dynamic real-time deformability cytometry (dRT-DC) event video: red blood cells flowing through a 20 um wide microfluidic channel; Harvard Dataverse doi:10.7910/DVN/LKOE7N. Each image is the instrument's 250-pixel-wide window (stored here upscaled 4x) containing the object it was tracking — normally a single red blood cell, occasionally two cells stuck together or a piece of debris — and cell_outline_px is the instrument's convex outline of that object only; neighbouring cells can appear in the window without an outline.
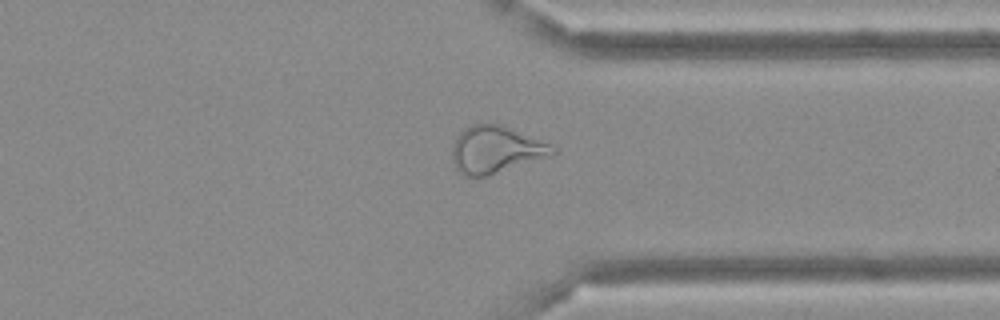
{"species": "Egyptian fruit bat (a non-hibernating species)", "species_latin": "Rousettus aegyptiacus", "temperature_condition": "cold", "stored_images_in_passage": 35, "camera_frame_rate_fps": 3000, "um_per_image_px": 0.085, "frame": {"image": 1, "passage_image": 25, "time_ms": 8.0, "image_size_px": [1000, 320], "cell_outline_px": [[556, 152], [552, 156], [488, 176], [468, 176], [460, 172], [456, 168], [452, 160], [452, 144], [456, 136], [464, 128], [472, 124], [504, 124], [552, 144], [556, 148]], "centroid_in_image_um": [42.17, 12.7], "position_along_channel_um": 369.2, "area_um2": 28.03}}
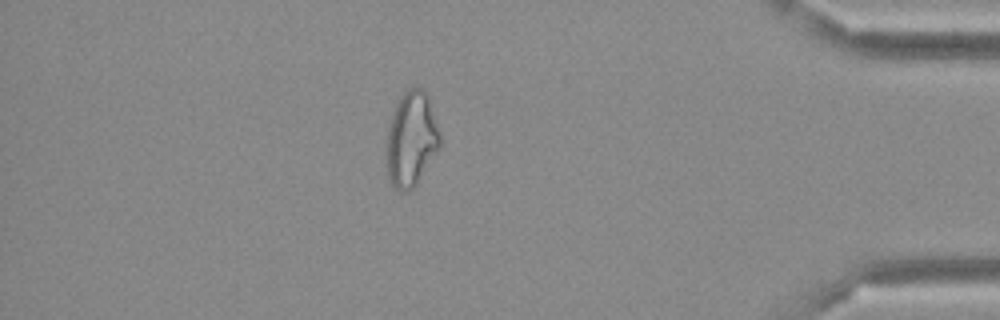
{"frame": {"image": 2, "passage_image": 30, "time_ms": 9.667, "image_size_px": [1000, 320], "cell_outline_px": [[440, 148], [416, 184], [408, 192], [400, 192], [388, 180], [388, 128], [392, 112], [400, 96], [408, 88], [424, 88], [428, 96], [440, 136]], "centroid_in_image_um": [34.97, 11.82], "position_along_channel_um": 400.2, "area_um2": 29.19}}